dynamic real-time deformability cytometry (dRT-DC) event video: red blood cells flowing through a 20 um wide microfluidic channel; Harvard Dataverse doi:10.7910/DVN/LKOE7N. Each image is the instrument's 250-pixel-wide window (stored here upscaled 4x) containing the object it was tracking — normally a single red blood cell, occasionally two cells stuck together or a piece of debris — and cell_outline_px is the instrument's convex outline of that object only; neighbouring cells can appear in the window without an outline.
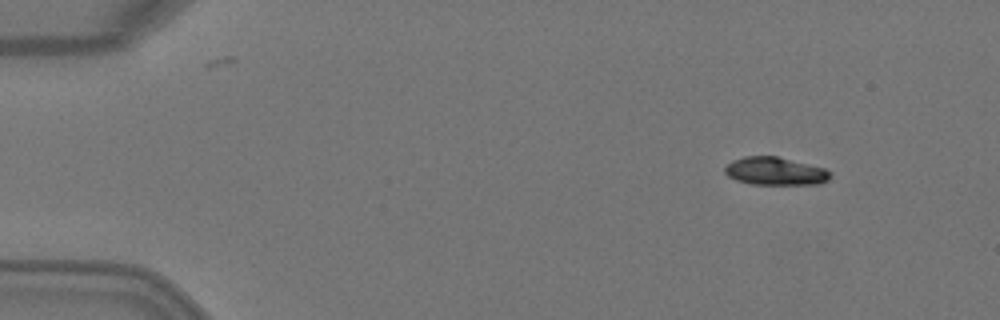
{"species": "Egyptian fruit bat (a non-hibernating species)", "species_latin": "Rousettus aegyptiacus", "temperature_condition": "warm", "stored_images_in_passage": 5, "camera_frame_rate_fps": 3000, "um_per_image_px": 0.085, "animal": {"sex": "female"}, "frame": {"image": 1, "passage_image": 1, "time_ms": 0.0, "image_size_px": [1000, 320], "cell_outline_px": [[832, 176], [828, 180], [820, 184], [752, 184], [736, 180], [728, 176], [724, 172], [724, 168], [732, 160], [744, 156], [776, 156], [824, 168], [832, 172]], "centroid_in_image_um": [65.9, 14.55], "position_along_channel_um": 19.1, "area_um2": 17.17}}
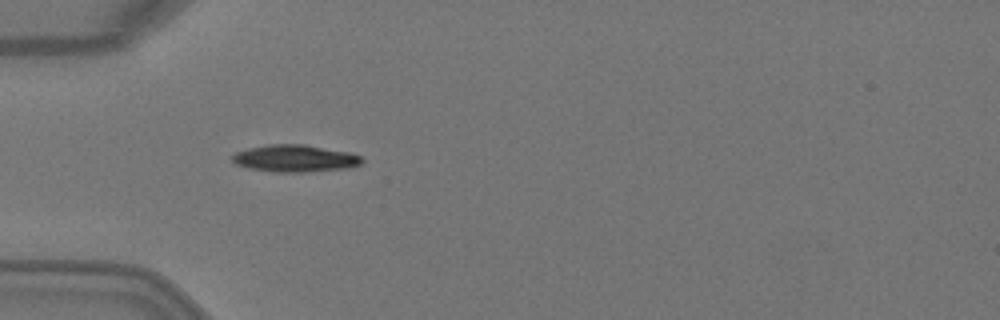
{"frame": {"image": 2, "passage_image": 4, "time_ms": 1.0, "image_size_px": [1000, 320], "cell_outline_px": [[364, 160], [360, 164], [348, 168], [304, 172], [276, 172], [248, 168], [236, 164], [232, 160], [232, 156], [236, 152], [248, 148], [268, 144], [304, 144], [352, 152], [360, 156]], "centroid_in_image_um": [25.09, 13.45], "position_along_channel_um": 59.9, "area_um2": 20.58}}
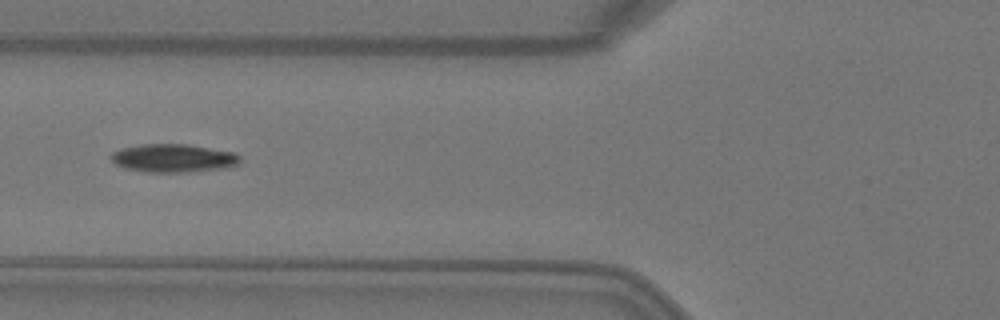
{"frame": {"image": 3, "passage_image": 5, "time_ms": 1.333, "image_size_px": [1000, 320], "cell_outline_px": [[240, 164], [224, 168], [184, 172], [144, 172], [124, 168], [116, 164], [108, 156], [112, 152], [120, 148], [140, 144], [188, 144], [236, 152], [240, 156]], "centroid_in_image_um": [14.72, 13.43], "position_along_channel_um": 111.1, "area_um2": 21.5}}